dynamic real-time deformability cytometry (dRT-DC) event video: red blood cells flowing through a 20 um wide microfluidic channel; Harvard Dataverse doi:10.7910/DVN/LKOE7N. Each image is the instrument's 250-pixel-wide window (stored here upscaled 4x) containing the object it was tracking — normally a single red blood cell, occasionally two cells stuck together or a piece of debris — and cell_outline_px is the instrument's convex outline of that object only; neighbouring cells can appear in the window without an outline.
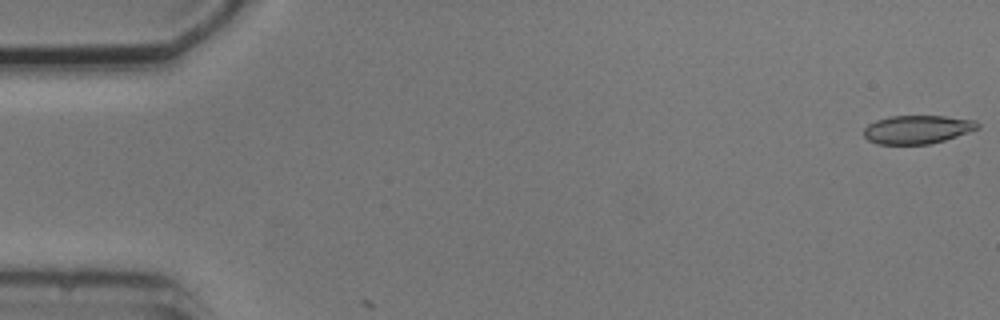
{"species": "common noctule bat (a hibernating species)", "species_latin": "Nyctalus noctula", "temperature_condition": "cold", "stored_images_in_passage": 5, "camera_frame_rate_fps": 3000, "um_per_image_px": 0.085, "animal": {"sex": "male", "body_mass_g": 20.5, "forearm_length_mm": 52.5}, "frame": {"image": 1, "passage_image": 1, "time_ms": 0.0, "image_size_px": [1000, 320], "cell_outline_px": [[980, 128], [944, 140], [928, 144], [876, 144], [868, 140], [864, 136], [864, 128], [868, 124], [876, 120], [888, 116], [944, 116], [976, 120], [980, 124]], "centroid_in_image_um": [77.96, 11.0], "position_along_channel_um": 7.0, "area_um2": 18.9}}
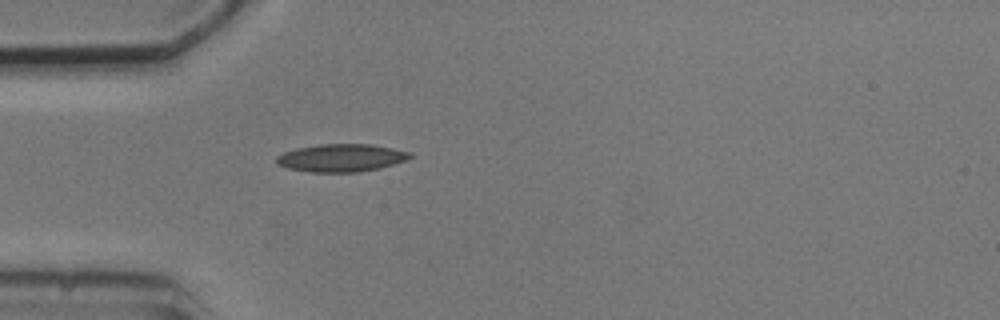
{"frame": {"image": 2, "passage_image": 5, "time_ms": 5.0, "image_size_px": [1000, 320], "cell_outline_px": [[412, 156], [404, 160], [380, 168], [360, 172], [308, 172], [288, 168], [280, 164], [276, 160], [276, 156], [284, 152], [296, 148], [320, 144], [372, 144], [412, 152]], "centroid_in_image_um": [29.01, 13.41], "position_along_channel_um": 56.0, "area_um2": 21.5}}